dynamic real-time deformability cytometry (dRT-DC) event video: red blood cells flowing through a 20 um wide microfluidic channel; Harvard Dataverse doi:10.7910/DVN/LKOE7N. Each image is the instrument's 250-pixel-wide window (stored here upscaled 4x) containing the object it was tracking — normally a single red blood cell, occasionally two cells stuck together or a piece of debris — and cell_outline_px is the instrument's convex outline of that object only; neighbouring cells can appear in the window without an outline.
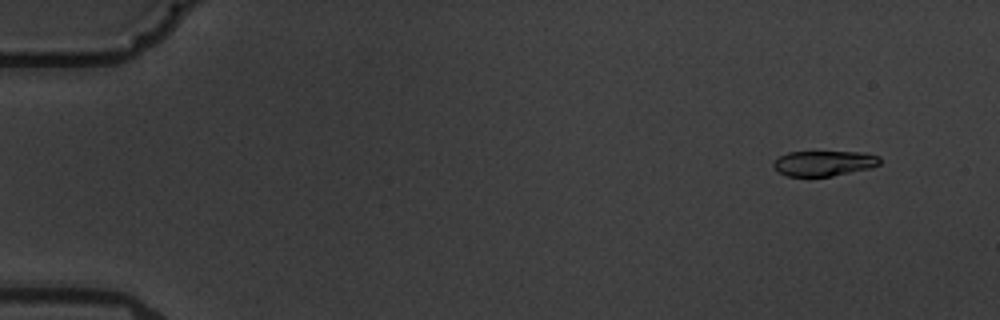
{"species": "common noctule bat (a hibernating species)", "species_latin": "Nyctalus noctula", "temperature_condition": "warm", "stored_images_in_passage": 7, "camera_frame_rate_fps": 3000, "um_per_image_px": 0.085, "animal": {"sex": "male", "body_mass_g": 19.5, "forearm_length_mm": 54.6}, "frame": {"image": 1, "passage_image": 1, "time_ms": 0.0, "image_size_px": [1000, 320], "cell_outline_px": [[880, 164], [872, 168], [832, 176], [788, 176], [780, 172], [772, 164], [780, 156], [788, 152], [864, 152], [880, 156]], "centroid_in_image_um": [70.09, 13.87], "position_along_channel_um": 14.9, "area_um2": 15.61}}
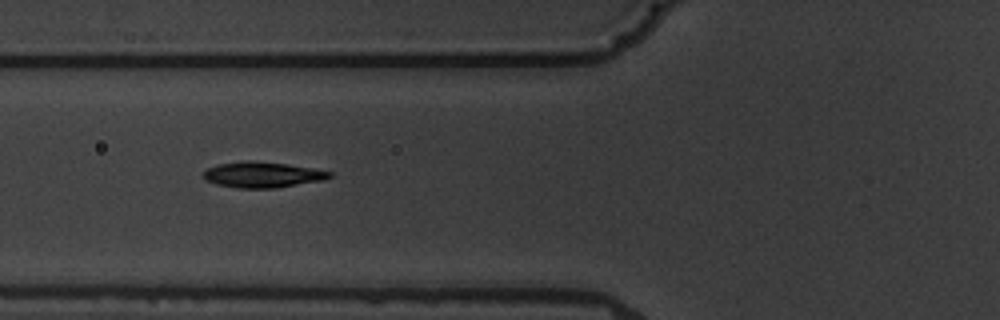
{"frame": {"image": 2, "passage_image": 6, "time_ms": 6.0, "image_size_px": [1000, 320], "cell_outline_px": [[332, 176], [324, 180], [276, 188], [240, 188], [216, 184], [204, 180], [200, 176], [208, 168], [216, 164], [248, 160], [252, 160], [288, 164], [312, 168], [332, 172]], "centroid_in_image_um": [22.28, 14.84], "position_along_channel_um": 103.5, "area_um2": 19.07}}
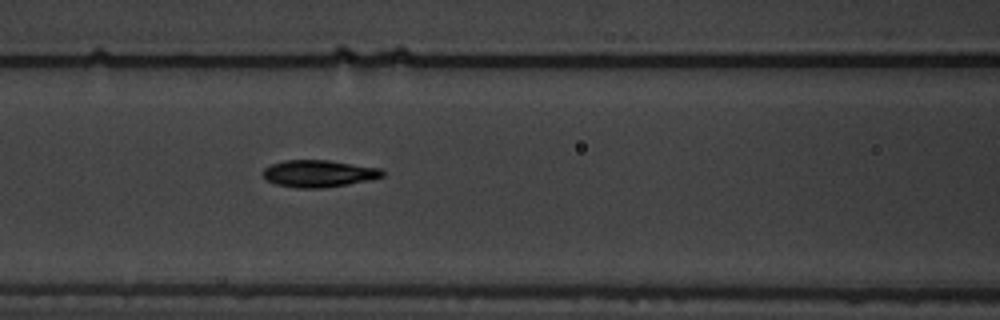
{"frame": {"image": 3, "passage_image": 7, "time_ms": 7.0, "image_size_px": [1000, 320], "cell_outline_px": [[384, 176], [372, 180], [324, 188], [296, 188], [276, 184], [268, 180], [264, 176], [264, 168], [272, 164], [284, 160], [328, 160], [380, 168], [384, 172]], "centroid_in_image_um": [27.13, 14.75], "position_along_channel_um": 139.5, "area_um2": 18.79}}